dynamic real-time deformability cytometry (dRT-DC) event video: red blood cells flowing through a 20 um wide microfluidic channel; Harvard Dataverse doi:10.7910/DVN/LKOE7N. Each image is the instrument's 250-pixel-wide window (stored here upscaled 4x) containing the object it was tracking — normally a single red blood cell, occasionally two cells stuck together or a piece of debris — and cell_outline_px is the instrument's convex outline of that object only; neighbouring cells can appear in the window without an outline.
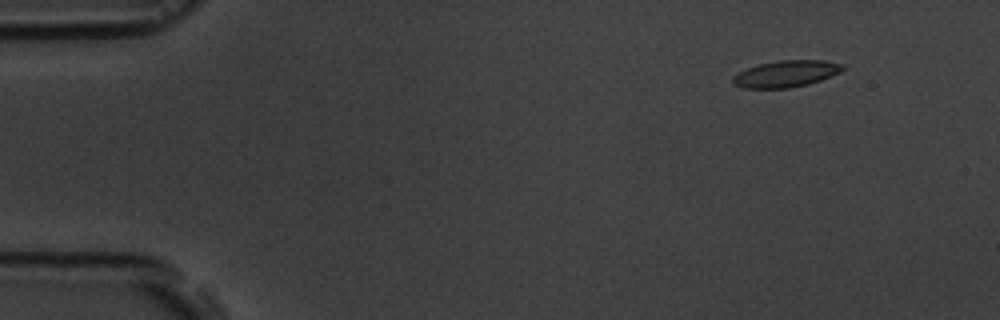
{"species": "common noctule bat (a hibernating species)", "species_latin": "Nyctalus noctula", "temperature_condition": "room temperature", "stored_images_in_passage": 4, "camera_frame_rate_fps": 3000, "um_per_image_px": 0.085, "animal": {"sex": "male", "body_mass_g": 19.5, "forearm_length_mm": 54.6}, "frame": {"image": 1, "passage_image": 1, "time_ms": 0.0, "image_size_px": [1000, 320], "cell_outline_px": [[844, 68], [840, 72], [832, 76], [808, 84], [788, 88], [744, 88], [732, 84], [732, 76], [748, 68], [760, 64], [780, 60], [824, 60], [844, 64]], "centroid_in_image_um": [66.82, 6.27], "position_along_channel_um": 18.2, "area_um2": 16.99}}
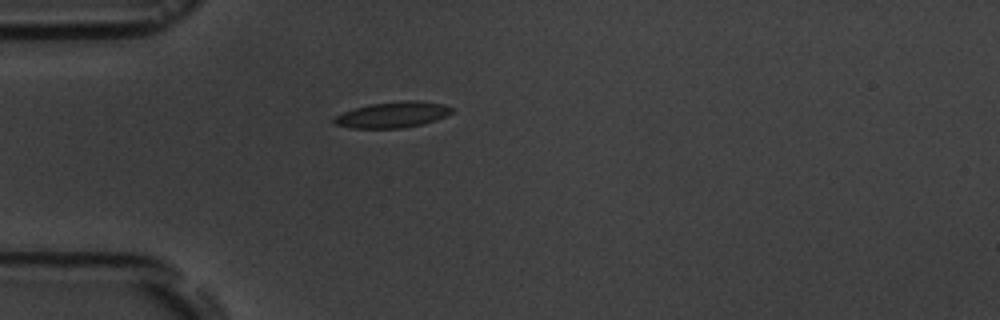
{"frame": {"image": 2, "passage_image": 3, "time_ms": 3.333, "image_size_px": [1000, 320], "cell_outline_px": [[452, 112], [436, 120], [420, 124], [400, 128], [352, 128], [332, 124], [332, 120], [336, 116], [344, 112], [356, 108], [372, 104], [404, 100], [416, 100], [440, 104], [452, 108]], "centroid_in_image_um": [33.33, 9.76], "position_along_channel_um": 51.7, "area_um2": 17.4}}